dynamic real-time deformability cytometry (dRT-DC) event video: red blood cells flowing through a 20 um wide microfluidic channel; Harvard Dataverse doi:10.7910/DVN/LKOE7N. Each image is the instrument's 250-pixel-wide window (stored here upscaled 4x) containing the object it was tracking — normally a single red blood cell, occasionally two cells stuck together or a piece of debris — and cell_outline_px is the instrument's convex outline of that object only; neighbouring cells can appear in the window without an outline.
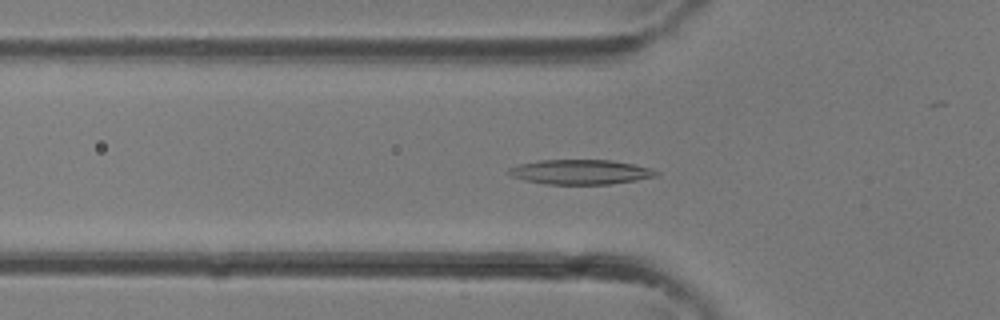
{"species": "common noctule bat (a hibernating species)", "species_latin": "Nyctalus noctula", "temperature_condition": "room temperature", "stored_images_in_passage": 36, "camera_frame_rate_fps": 3000, "um_per_image_px": 0.085, "animal": {"sex": "female"}, "frame": {"image": 1, "passage_image": 12, "time_ms": 3.667, "image_size_px": [1000, 320], "cell_outline_px": [[660, 172], [656, 176], [636, 180], [608, 184], [544, 184], [524, 180], [512, 176], [508, 172], [508, 168], [520, 164], [540, 160], [612, 160], [652, 168]], "centroid_in_image_um": [49.34, 14.62], "position_along_channel_um": 76.5, "area_um2": 21.15}}
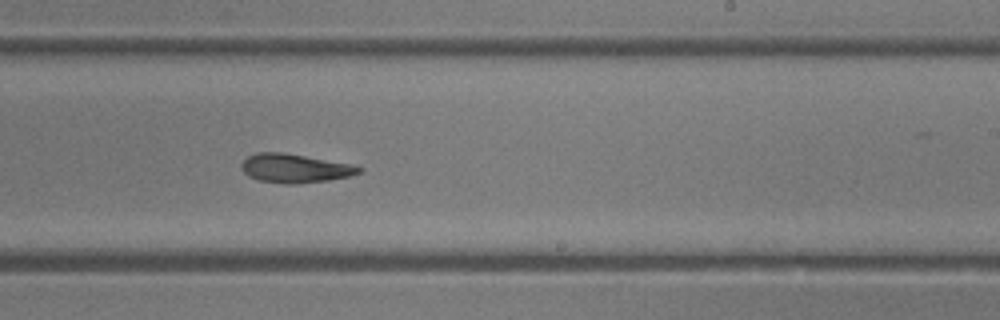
{"frame": {"image": 2, "passage_image": 22, "time_ms": 7.0, "image_size_px": [1000, 320], "cell_outline_px": [[364, 168], [360, 172], [348, 176], [328, 180], [296, 184], [284, 184], [260, 180], [248, 176], [244, 172], [240, 164], [248, 156], [256, 152], [280, 152], [304, 156], [348, 164]], "centroid_in_image_um": [25.01, 14.31], "position_along_channel_um": 264.0, "area_um2": 19.36}}
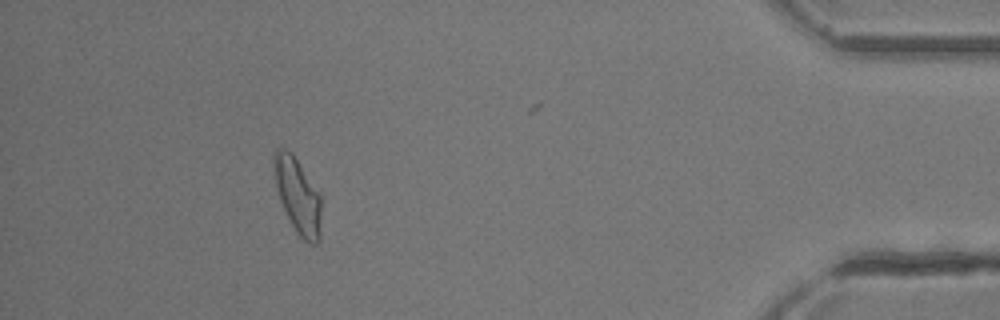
{"frame": {"image": 3, "passage_image": 33, "time_ms": 10.667, "image_size_px": [1000, 320], "cell_outline_px": [[320, 240], [316, 244], [308, 244], [296, 232], [280, 200], [276, 188], [276, 148], [284, 148], [292, 152], [320, 192]], "centroid_in_image_um": [25.36, 16.67], "position_along_channel_um": 409.8, "area_um2": 20.29}}